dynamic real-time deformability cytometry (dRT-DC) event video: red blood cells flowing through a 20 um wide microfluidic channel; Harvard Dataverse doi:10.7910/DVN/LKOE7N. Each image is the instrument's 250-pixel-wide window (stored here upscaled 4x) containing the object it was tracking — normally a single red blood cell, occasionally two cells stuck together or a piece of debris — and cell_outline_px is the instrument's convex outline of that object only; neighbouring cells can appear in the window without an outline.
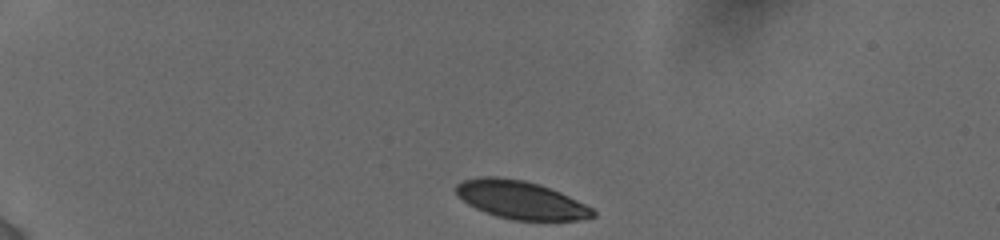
{"species": "human", "species_latin": "Homo sapiens", "temperature_condition": "cold", "stored_images_in_passage": 30, "camera_frame_rate_fps": 3000, "um_per_image_px": 0.085, "donor": {"sex": "female"}, "frame": {"image": 1, "passage_image": 1, "time_ms": 0.0, "image_size_px": [1000, 240], "cell_outline_px": [[596, 216], [576, 220], [512, 220], [496, 216], [484, 212], [468, 204], [456, 192], [456, 184], [464, 180], [484, 176], [496, 176], [524, 180], [540, 184], [560, 192], [592, 208], [596, 212]], "centroid_in_image_um": [44.26, 16.99], "position_along_channel_um": 40.7, "area_um2": 30.17}}
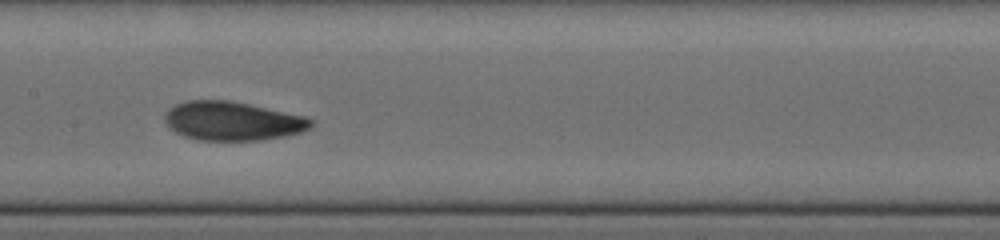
{"frame": {"image": 2, "passage_image": 18, "time_ms": 5.667, "image_size_px": [1000, 240], "cell_outline_px": [[316, 120], [312, 128], [300, 132], [284, 136], [260, 140], [200, 140], [184, 136], [168, 128], [164, 120], [164, 112], [168, 108], [176, 104], [188, 100], [232, 100], [308, 116]], "centroid_in_image_um": [19.79, 10.27], "position_along_channel_um": 187.6, "area_um2": 33.7}}
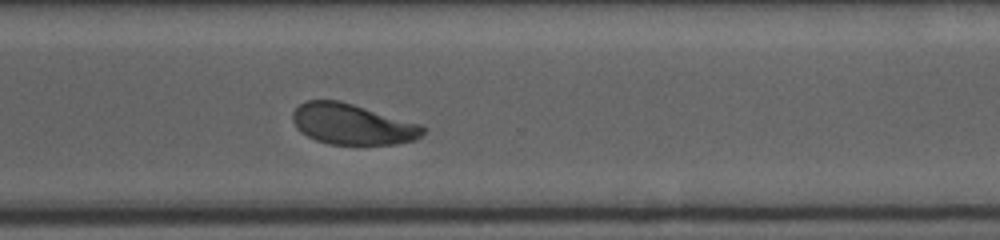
{"frame": {"image": 3, "passage_image": 30, "time_ms": 9.667, "image_size_px": [1000, 240], "cell_outline_px": [[424, 132], [416, 140], [396, 144], [328, 144], [316, 140], [300, 132], [296, 128], [292, 120], [292, 112], [300, 104], [308, 100], [340, 100], [420, 124], [424, 128]], "centroid_in_image_um": [29.92, 10.56], "position_along_channel_um": 340.7, "area_um2": 30.87}}